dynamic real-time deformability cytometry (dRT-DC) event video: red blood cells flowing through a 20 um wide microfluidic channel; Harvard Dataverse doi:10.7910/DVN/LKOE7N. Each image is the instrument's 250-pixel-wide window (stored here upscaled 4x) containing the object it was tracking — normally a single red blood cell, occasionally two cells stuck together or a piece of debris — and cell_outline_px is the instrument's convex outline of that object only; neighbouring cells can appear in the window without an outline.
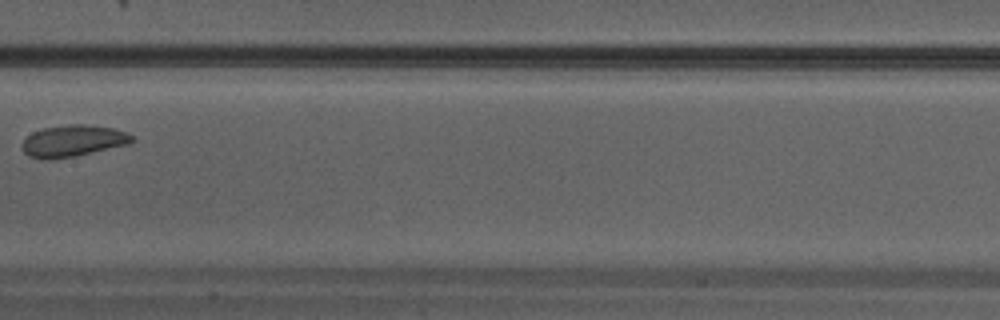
{"species": "Egyptian fruit bat (a non-hibernating species)", "species_latin": "Rousettus aegyptiacus", "temperature_condition": "warm", "stored_images_in_passage": 26, "camera_frame_rate_fps": 3000, "um_per_image_px": 0.085, "animal": {"sex": "male"}, "frame": {"image": 1, "passage_image": 12, "time_ms": 3.667, "image_size_px": [1000, 320], "cell_outline_px": [[136, 140], [128, 144], [76, 156], [52, 160], [44, 160], [28, 156], [20, 148], [20, 144], [32, 132], [44, 128], [68, 124], [84, 124], [112, 128], [128, 132], [136, 136]], "centroid_in_image_um": [6.2, 11.98], "position_along_channel_um": 201.2, "area_um2": 20.58}}